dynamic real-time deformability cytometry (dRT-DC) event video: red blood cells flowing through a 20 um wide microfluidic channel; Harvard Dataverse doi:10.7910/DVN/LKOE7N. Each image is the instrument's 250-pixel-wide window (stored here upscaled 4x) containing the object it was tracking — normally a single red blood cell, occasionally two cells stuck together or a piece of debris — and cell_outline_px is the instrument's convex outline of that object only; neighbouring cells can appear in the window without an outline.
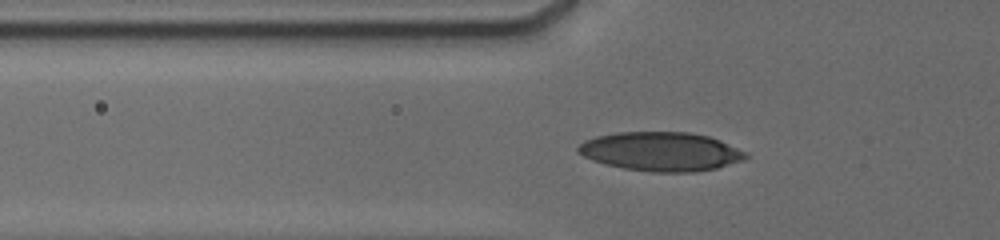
{"species": "human", "species_latin": "Homo sapiens", "temperature_condition": "cold", "stored_images_in_passage": 52, "camera_frame_rate_fps": 3000, "um_per_image_px": 0.085, "donor": {"sex": "male"}, "frame": {"image": 1, "passage_image": 47, "time_ms": 7.0, "image_size_px": [1000, 240], "cell_outline_px": [[748, 156], [744, 160], [716, 168], [696, 172], [652, 172], [624, 168], [592, 160], [576, 152], [576, 148], [584, 140], [596, 136], [616, 132], [688, 132], [708, 136], [720, 140], [748, 152]], "centroid_in_image_um": [56.19, 12.87], "position_along_channel_um": 69.6, "area_um2": 38.15}}
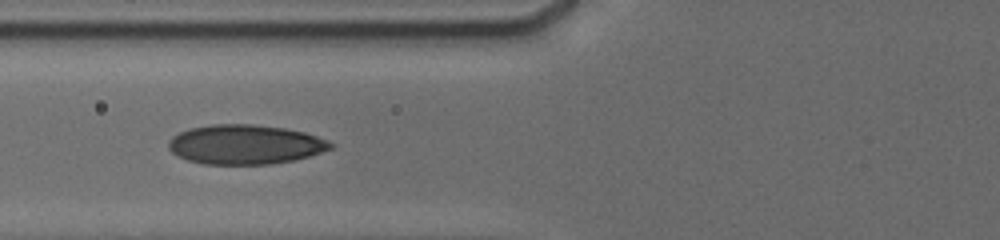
{"frame": {"image": 2, "passage_image": 51, "time_ms": 8.0, "image_size_px": [1000, 240], "cell_outline_px": [[336, 144], [332, 148], [308, 156], [292, 160], [272, 164], [204, 164], [188, 160], [172, 152], [168, 148], [168, 140], [172, 136], [188, 128], [212, 124], [252, 124], [284, 128], [304, 132], [316, 136]], "centroid_in_image_um": [20.81, 12.27], "position_along_channel_um": 105.0, "area_um2": 37.22}}